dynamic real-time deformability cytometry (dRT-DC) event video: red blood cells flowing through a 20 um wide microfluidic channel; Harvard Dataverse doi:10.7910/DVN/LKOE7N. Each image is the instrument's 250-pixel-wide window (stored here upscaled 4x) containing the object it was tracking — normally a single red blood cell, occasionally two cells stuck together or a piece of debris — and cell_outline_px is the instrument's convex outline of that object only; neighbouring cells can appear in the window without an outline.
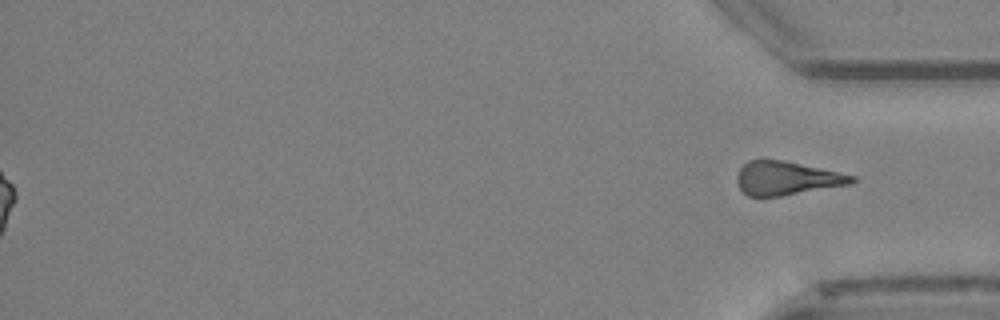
{"species": "Egyptian fruit bat (a non-hibernating species)", "species_latin": "Rousettus aegyptiacus", "temperature_condition": "cold", "stored_images_in_passage": 54, "segment_of_instrument_passage": [2, 2], "camera_frame_rate_fps": 3000, "um_per_image_px": 0.085, "animal": {"sex": "female"}, "frame": {"image": 1, "passage_image": 54, "time_ms": 17.667, "image_size_px": [1000, 320], "cell_outline_px": [[856, 180], [852, 184], [780, 196], [748, 196], [740, 188], [736, 180], [736, 176], [740, 168], [748, 160], [784, 160], [856, 176]], "centroid_in_image_um": [66.87, 15.15], "position_along_channel_um": 368.3, "area_um2": 22.37}}